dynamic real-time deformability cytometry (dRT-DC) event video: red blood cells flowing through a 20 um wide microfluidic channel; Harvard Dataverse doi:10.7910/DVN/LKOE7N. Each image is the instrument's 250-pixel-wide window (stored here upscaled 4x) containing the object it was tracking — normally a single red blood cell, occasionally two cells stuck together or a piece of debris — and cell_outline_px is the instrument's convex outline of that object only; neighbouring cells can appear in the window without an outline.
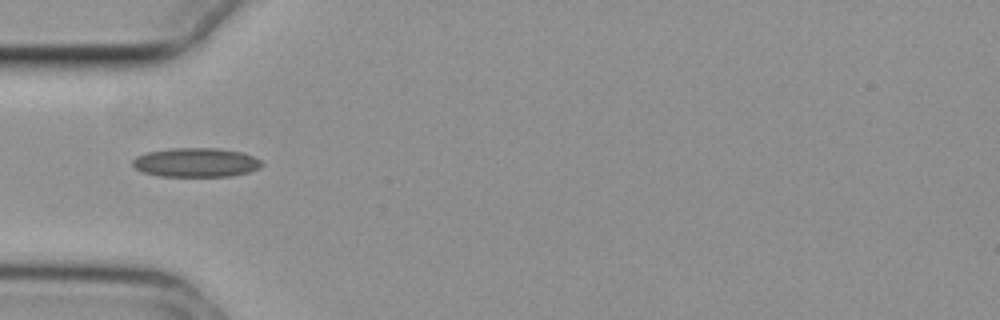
{"species": "common noctule bat (a hibernating species)", "species_latin": "Nyctalus noctula", "temperature_condition": "cold", "stored_images_in_passage": 38, "camera_frame_rate_fps": 3000, "um_per_image_px": 0.085, "animal": {"sex": "female", "body_mass_g": 29.2, "forearm_length_mm": 56.3}, "frame": {"image": 1, "passage_image": 1, "time_ms": 0.0, "image_size_px": [1000, 320], "cell_outline_px": [[264, 164], [260, 168], [248, 172], [232, 176], [156, 176], [140, 172], [132, 164], [132, 160], [136, 156], [148, 152], [172, 148], [220, 148], [240, 152], [252, 156], [260, 160]], "centroid_in_image_um": [16.64, 13.81], "position_along_channel_um": 68.4, "area_um2": 22.02}}
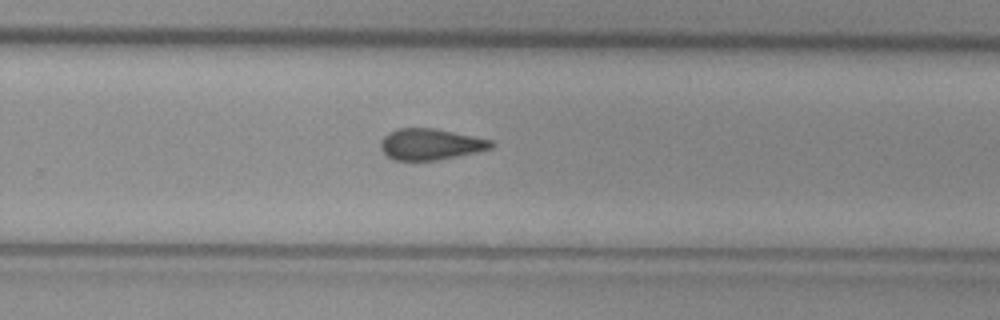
{"frame": {"image": 2, "passage_image": 19, "time_ms": 6.0, "image_size_px": [1000, 320], "cell_outline_px": [[496, 144], [492, 148], [476, 152], [436, 160], [392, 160], [380, 148], [380, 140], [388, 132], [396, 128], [436, 128], [492, 140]], "centroid_in_image_um": [36.58, 12.25], "position_along_channel_um": 293.2, "area_um2": 20.17}}
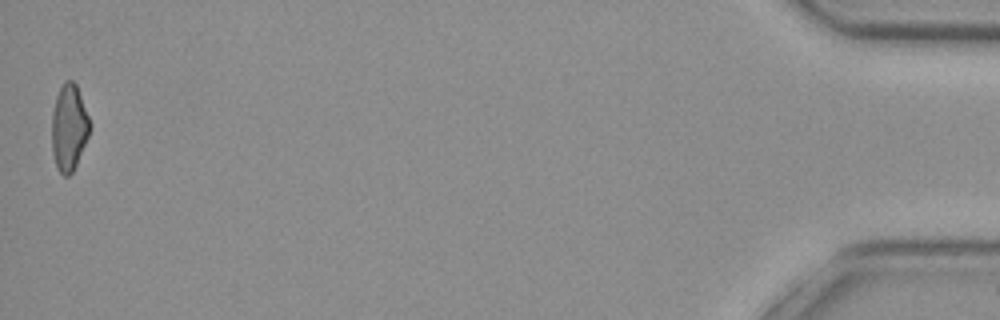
{"frame": {"image": 3, "passage_image": 38, "time_ms": 12.333, "image_size_px": [1000, 320], "cell_outline_px": [[92, 128], [76, 164], [72, 172], [68, 176], [64, 176], [56, 168], [52, 152], [52, 112], [56, 96], [64, 80], [72, 80], [76, 84], [92, 124]], "centroid_in_image_um": [5.87, 10.83], "position_along_channel_um": 429.3, "area_um2": 19.31}, "authors_computed_cell_mechanics": {"area_um2": 20.2878, "velocity_mm_per_s": 3.7459, "shape_relaxation_time_tau1_ms": null, "shape_relaxation_time_tau2_ms": 3.8215, "deformation_change_tau1": null, "deformation_change_tau2": 0.1068}}